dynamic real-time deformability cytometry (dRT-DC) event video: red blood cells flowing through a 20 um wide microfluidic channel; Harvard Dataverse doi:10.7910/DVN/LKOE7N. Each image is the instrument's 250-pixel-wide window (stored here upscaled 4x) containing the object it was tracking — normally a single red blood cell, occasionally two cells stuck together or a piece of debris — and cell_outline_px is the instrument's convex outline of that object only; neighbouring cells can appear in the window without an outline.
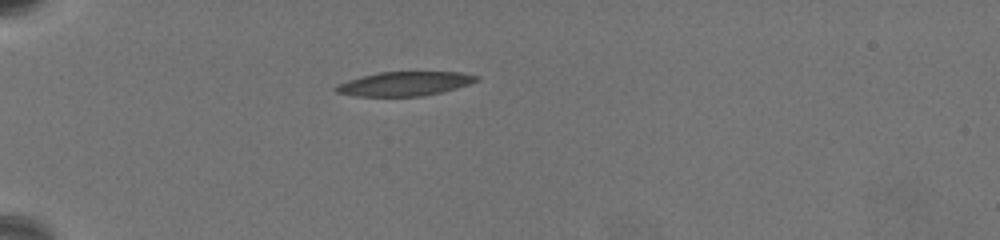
{"species": "common noctule bat (a hibernating species)", "species_latin": "Nyctalus noctula", "temperature_condition": "warm", "stored_images_in_passage": 5, "camera_frame_rate_fps": 3000, "um_per_image_px": 0.085, "animal": {"sex": "female", "body_mass_g": 19.5, "forearm_length_mm": 54.1}, "frame": {"image": 1, "passage_image": 1, "time_ms": 0.0, "image_size_px": [1000, 240], "cell_outline_px": [[480, 80], [456, 88], [440, 92], [420, 96], [356, 96], [336, 92], [332, 88], [348, 80], [380, 72], [460, 72], [480, 76]], "centroid_in_image_um": [34.42, 7.11], "position_along_channel_um": 50.6, "area_um2": 19.54}}